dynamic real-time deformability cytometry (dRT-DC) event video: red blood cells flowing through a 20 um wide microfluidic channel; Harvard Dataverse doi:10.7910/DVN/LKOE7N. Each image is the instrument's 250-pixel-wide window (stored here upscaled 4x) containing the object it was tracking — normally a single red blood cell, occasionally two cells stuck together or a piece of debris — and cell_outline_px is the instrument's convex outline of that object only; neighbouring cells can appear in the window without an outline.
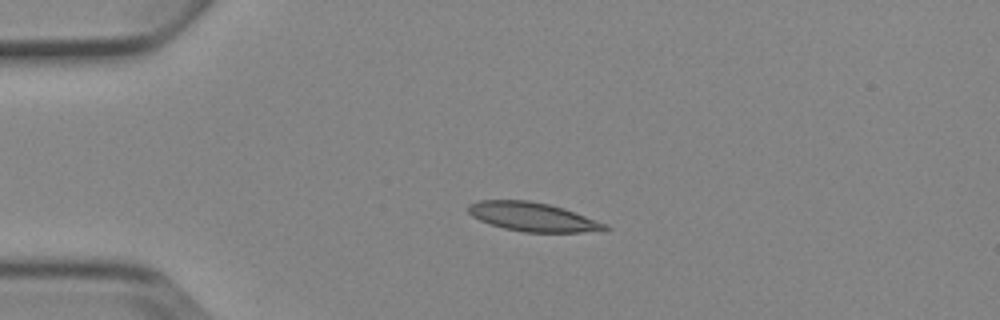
{"species": "Egyptian fruit bat (a non-hibernating species)", "species_latin": "Rousettus aegyptiacus", "temperature_condition": "cold", "stored_images_in_passage": 2, "camera_frame_rate_fps": 3000, "um_per_image_px": 0.085, "animal": {"sex": "female"}, "frame": {"image": 1, "passage_image": 1, "time_ms": 0.0, "image_size_px": [1000, 320], "cell_outline_px": [[612, 228], [604, 232], [524, 232], [504, 228], [480, 220], [472, 216], [468, 212], [468, 204], [476, 200], [528, 200], [548, 204], [564, 208], [608, 224]], "centroid_in_image_um": [45.35, 18.44], "position_along_channel_um": 39.7, "area_um2": 23.24}}